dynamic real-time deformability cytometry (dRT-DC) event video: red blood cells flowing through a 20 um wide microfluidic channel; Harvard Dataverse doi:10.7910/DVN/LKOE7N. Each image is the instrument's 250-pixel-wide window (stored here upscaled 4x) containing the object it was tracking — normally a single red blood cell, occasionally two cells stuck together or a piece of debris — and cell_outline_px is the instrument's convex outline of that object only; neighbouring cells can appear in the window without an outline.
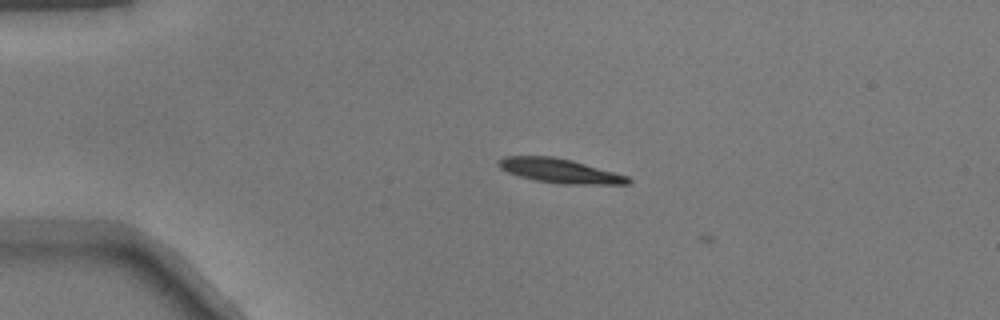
{"species": "common noctule bat (a hibernating species)", "species_latin": "Nyctalus noctula", "temperature_condition": "warm", "stored_images_in_passage": 4, "camera_frame_rate_fps": 3000, "um_per_image_px": 0.085, "animal": {"sex": "male", "body_mass_g": 17.9}, "frame": {"image": 1, "passage_image": 3, "time_ms": 0.667, "image_size_px": [1000, 320], "cell_outline_px": [[632, 180], [628, 184], [560, 184], [536, 180], [520, 176], [508, 172], [500, 168], [496, 164], [504, 156], [552, 156], [572, 160], [628, 176]], "centroid_in_image_um": [47.58, 14.52], "position_along_channel_um": 37.4, "area_um2": 18.21}}